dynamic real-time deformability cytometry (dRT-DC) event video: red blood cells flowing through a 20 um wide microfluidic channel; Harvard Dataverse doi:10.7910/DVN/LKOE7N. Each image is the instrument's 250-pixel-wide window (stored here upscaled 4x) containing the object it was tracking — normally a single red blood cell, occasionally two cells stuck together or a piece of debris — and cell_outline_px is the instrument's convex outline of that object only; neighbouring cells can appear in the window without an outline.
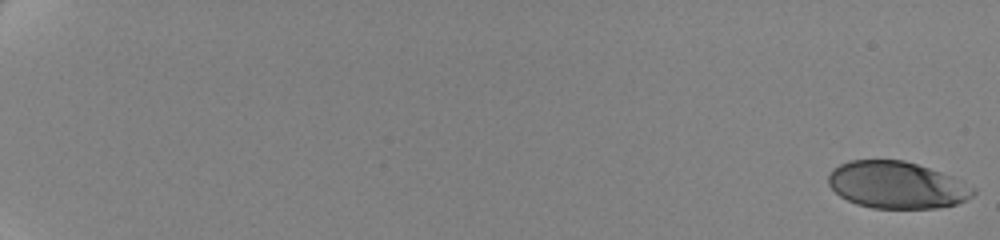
{"species": "human", "species_latin": "Homo sapiens", "temperature_condition": "cold", "stored_images_in_passage": 62, "camera_frame_rate_fps": 3000, "um_per_image_px": 0.085, "donor": {"sex": "female"}, "frame": {"image": 1, "passage_image": 1, "time_ms": 0.0, "image_size_px": [1000, 240], "cell_outline_px": [[976, 192], [972, 196], [956, 204], [936, 208], [872, 208], [856, 204], [840, 196], [828, 184], [828, 176], [832, 168], [848, 160], [904, 160], [952, 176], [976, 188]], "centroid_in_image_um": [76.21, 15.72], "position_along_channel_um": 8.8, "area_um2": 39.59}}
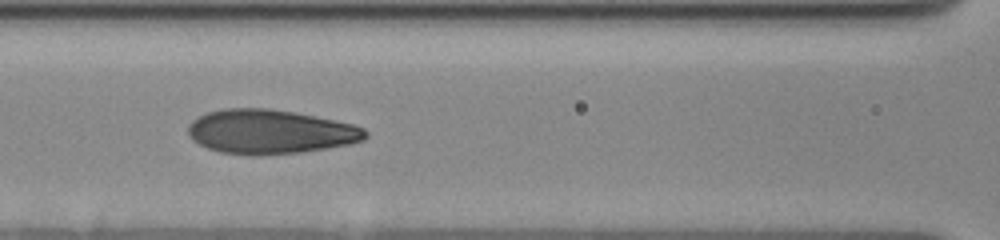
{"frame": {"image": 2, "passage_image": 32, "time_ms": 10.333, "image_size_px": [1000, 240], "cell_outline_px": [[368, 136], [364, 140], [348, 144], [300, 152], [252, 156], [220, 152], [208, 148], [192, 140], [188, 136], [188, 124], [192, 120], [208, 112], [224, 108], [268, 108], [292, 112], [352, 124], [364, 128], [368, 132]], "centroid_in_image_um": [22.92, 11.2], "position_along_channel_um": 143.7, "area_um2": 45.49}}
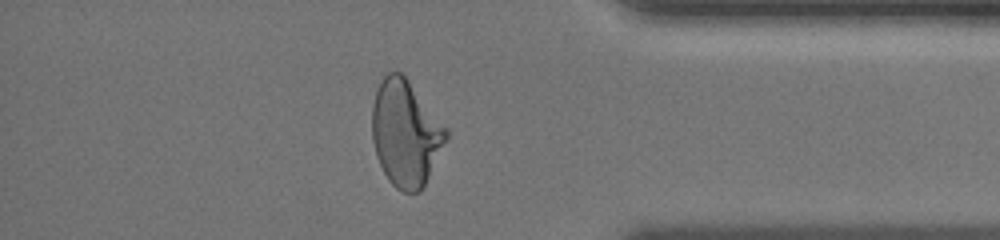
{"frame": {"image": 3, "passage_image": 55, "time_ms": 18.0, "image_size_px": [1000, 240], "cell_outline_px": [[448, 136], [420, 192], [400, 192], [388, 180], [376, 156], [372, 140], [372, 104], [376, 88], [384, 76], [388, 72], [400, 72], [408, 80], [448, 128]], "centroid_in_image_um": [34.45, 11.32], "position_along_channel_um": 400.7, "area_um2": 45.55}, "authors_computed_cell_mechanics": {"area_um2": 43.6968, "velocity_mm_per_s": 3.5019, "shape_relaxation_time_tau1_ms": 4.2361, "shape_relaxation_time_tau2_ms": 0.9598, "deformation_change_tau1": 0.1758, "deformation_change_tau2": 0.0593}}